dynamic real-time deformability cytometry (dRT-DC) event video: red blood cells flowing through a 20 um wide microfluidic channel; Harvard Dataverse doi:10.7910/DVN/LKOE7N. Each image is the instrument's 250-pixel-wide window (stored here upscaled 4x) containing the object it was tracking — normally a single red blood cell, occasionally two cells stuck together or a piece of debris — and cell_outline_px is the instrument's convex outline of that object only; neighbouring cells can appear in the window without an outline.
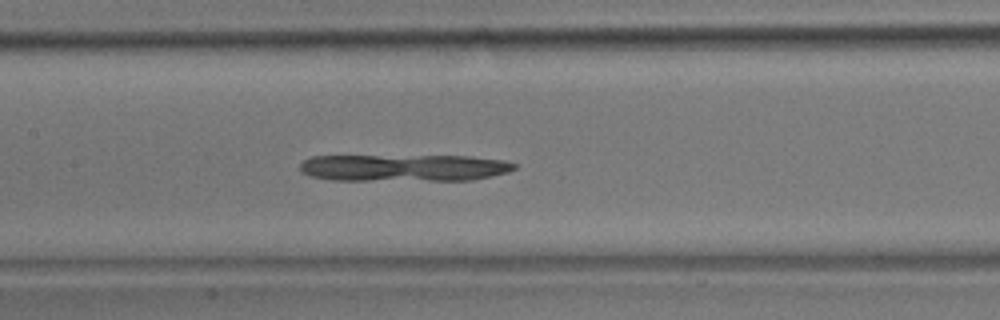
{"species": "common noctule bat (a hibernating species)", "species_latin": "Nyctalus noctula", "temperature_condition": "room temperature", "stored_images_in_passage": 23, "camera_frame_rate_fps": 3000, "um_per_image_px": 0.085, "animal": {"sex": "male", "body_mass_g": 17.9}, "frame": {"image": 1, "passage_image": 23, "time_ms": 7.333, "image_size_px": [1000, 320], "cell_outline_px": [[516, 168], [508, 172], [472, 180], [332, 180], [308, 176], [300, 172], [300, 164], [304, 160], [312, 156], [472, 156], [504, 160], [516, 164]], "centroid_in_image_um": [34.31, 14.26], "position_along_channel_um": 173.1, "area_um2": 33.87}}